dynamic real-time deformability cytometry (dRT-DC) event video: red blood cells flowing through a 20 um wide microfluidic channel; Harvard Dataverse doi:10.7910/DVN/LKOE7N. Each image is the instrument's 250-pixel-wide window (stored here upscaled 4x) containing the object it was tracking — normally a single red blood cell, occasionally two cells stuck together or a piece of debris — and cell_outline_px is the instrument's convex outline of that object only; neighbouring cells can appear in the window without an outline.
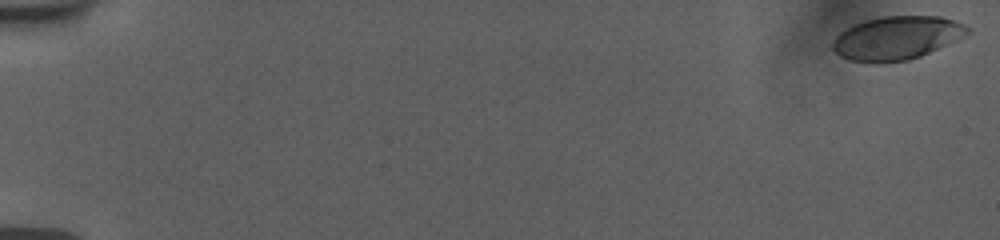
{"species": "human", "species_latin": "Homo sapiens", "temperature_condition": "room temperature", "stored_images_in_passage": 56, "camera_frame_rate_fps": 3000, "um_per_image_px": 0.085, "donor": {"sex": "female"}, "frame": {"image": 1, "passage_image": 1, "time_ms": 0.0, "image_size_px": [1000, 240], "cell_outline_px": [[968, 32], [956, 40], [920, 56], [908, 60], [876, 64], [848, 60], [840, 56], [832, 48], [832, 40], [844, 28], [852, 24], [864, 20], [880, 16], [940, 16], [956, 20], [964, 24], [968, 28]], "centroid_in_image_um": [76.15, 3.23], "position_along_channel_um": 8.8, "area_um2": 34.39}}
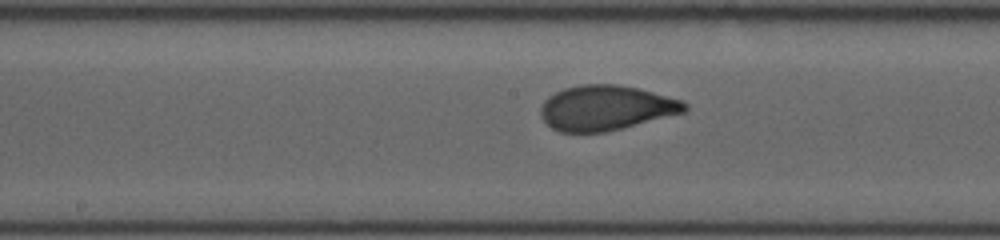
{"frame": {"image": 2, "passage_image": 31, "time_ms": 10.0, "image_size_px": [1000, 240], "cell_outline_px": [[688, 108], [684, 112], [604, 132], [560, 132], [552, 128], [540, 116], [540, 108], [544, 100], [548, 96], [564, 88], [580, 84], [616, 84], [636, 88], [684, 100], [688, 104]], "centroid_in_image_um": [51.48, 9.16], "position_along_channel_um": 196.7, "area_um2": 37.51}}
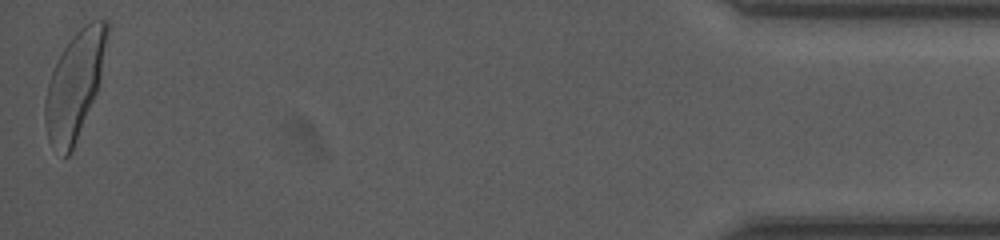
{"frame": {"image": 3, "passage_image": 56, "time_ms": 18.333, "image_size_px": [1000, 240], "cell_outline_px": [[108, 32], [100, 80], [96, 92], [72, 152], [68, 156], [64, 156], [48, 140], [44, 120], [44, 100], [48, 84], [52, 72], [64, 48], [72, 36], [84, 24], [92, 20], [108, 20]], "centroid_in_image_um": [6.34, 7.23], "position_along_channel_um": 428.9, "area_um2": 37.97}, "authors_computed_cell_mechanics": {"area_um2": 36.7897, "velocity_mm_per_s": 3.7505, "shape_relaxation_time_tau1_ms": 4.7504, "shape_relaxation_time_tau2_ms": null, "deformation_change_tau1": 0.1804, "deformation_change_tau2": null}}